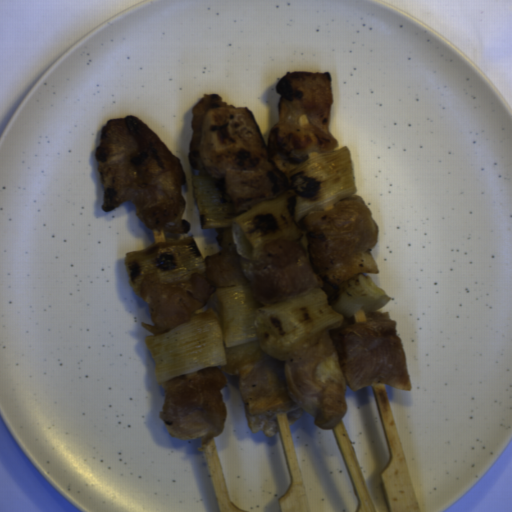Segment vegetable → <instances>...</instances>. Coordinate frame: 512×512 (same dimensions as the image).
I'll use <instances>...</instances> for the list:
<instances>
[{
  "mask_svg": "<svg viewBox=\"0 0 512 512\" xmlns=\"http://www.w3.org/2000/svg\"><path fill=\"white\" fill-rule=\"evenodd\" d=\"M211 297L220 310L212 307L145 336L154 381L160 386L180 375L192 378L199 370L225 368L226 349L254 340L277 357L342 325L344 318L350 321L355 312L368 316L389 303V295L363 274L339 286L332 300L314 288L278 303H262L251 285L217 289Z\"/></svg>",
  "mask_w": 512,
  "mask_h": 512,
  "instance_id": "1",
  "label": "vegetable"
},
{
  "mask_svg": "<svg viewBox=\"0 0 512 512\" xmlns=\"http://www.w3.org/2000/svg\"><path fill=\"white\" fill-rule=\"evenodd\" d=\"M274 197L233 214L224 180L208 170L192 174L191 189L202 228L238 224L251 247L252 259H261L275 240L300 241L302 220L313 211H327L336 201L355 196L358 185L348 146L308 153L305 161L285 174Z\"/></svg>",
  "mask_w": 512,
  "mask_h": 512,
  "instance_id": "2",
  "label": "vegetable"
},
{
  "mask_svg": "<svg viewBox=\"0 0 512 512\" xmlns=\"http://www.w3.org/2000/svg\"><path fill=\"white\" fill-rule=\"evenodd\" d=\"M124 266L134 295L142 299L139 295L142 278L155 276L159 283H175L190 279L194 273H205L207 264L192 235L158 241L141 251L125 253Z\"/></svg>",
  "mask_w": 512,
  "mask_h": 512,
  "instance_id": "3",
  "label": "vegetable"
}]
</instances>
